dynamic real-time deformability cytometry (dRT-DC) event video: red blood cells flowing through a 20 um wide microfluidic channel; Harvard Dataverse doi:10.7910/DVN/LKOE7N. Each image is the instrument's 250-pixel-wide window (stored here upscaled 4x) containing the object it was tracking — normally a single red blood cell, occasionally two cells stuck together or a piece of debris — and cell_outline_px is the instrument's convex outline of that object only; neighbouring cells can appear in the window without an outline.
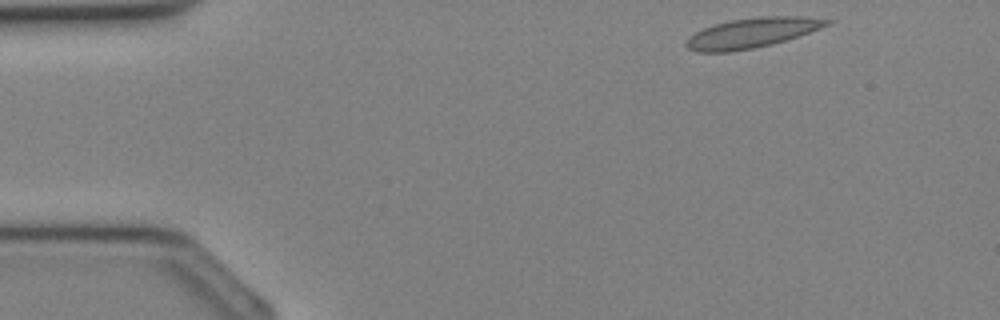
{"species": "Egyptian fruit bat (a non-hibernating species)", "species_latin": "Rousettus aegyptiacus", "temperature_condition": "cold", "stored_images_in_passage": 31, "camera_frame_rate_fps": 3000, "um_per_image_px": 0.085, "animal": {"sex": "female"}, "frame": {"image": 1, "passage_image": 1, "time_ms": 0.0, "image_size_px": [1000, 320], "cell_outline_px": [[832, 20], [828, 24], [820, 28], [772, 44], [732, 52], [696, 52], [688, 48], [684, 44], [688, 36], [704, 28], [728, 20], [760, 16], [800, 16]], "centroid_in_image_um": [63.84, 2.79], "position_along_channel_um": 21.2, "area_um2": 24.28}}
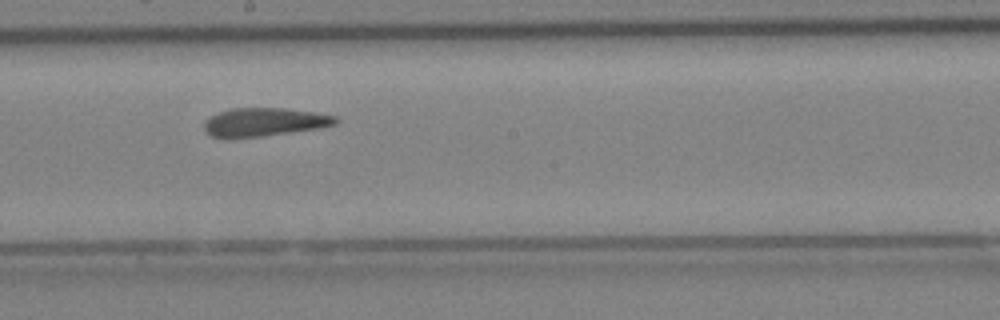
{"frame": {"image": 2, "passage_image": 16, "time_ms": 5.0, "image_size_px": [1000, 320], "cell_outline_px": [[340, 120], [336, 124], [320, 128], [232, 140], [224, 140], [212, 136], [204, 128], [204, 124], [212, 116], [220, 112], [232, 108], [284, 108], [312, 112], [336, 116]], "centroid_in_image_um": [22.45, 10.4], "position_along_channel_um": 225.7, "area_um2": 21.91}}
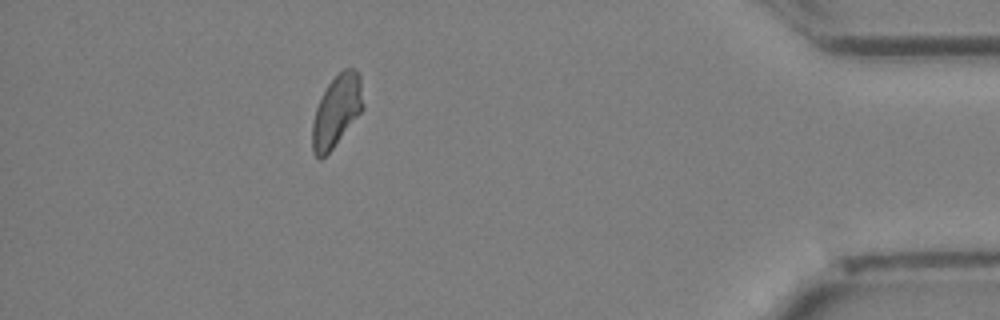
{"frame": {"image": 3, "passage_image": 28, "time_ms": 9.0, "image_size_px": [1000, 320], "cell_outline_px": [[364, 108], [332, 148], [320, 160], [312, 152], [312, 124], [316, 108], [328, 84], [344, 68], [352, 68], [360, 76], [364, 104]], "centroid_in_image_um": [28.61, 9.43], "position_along_channel_um": 406.6, "area_um2": 20.81}}